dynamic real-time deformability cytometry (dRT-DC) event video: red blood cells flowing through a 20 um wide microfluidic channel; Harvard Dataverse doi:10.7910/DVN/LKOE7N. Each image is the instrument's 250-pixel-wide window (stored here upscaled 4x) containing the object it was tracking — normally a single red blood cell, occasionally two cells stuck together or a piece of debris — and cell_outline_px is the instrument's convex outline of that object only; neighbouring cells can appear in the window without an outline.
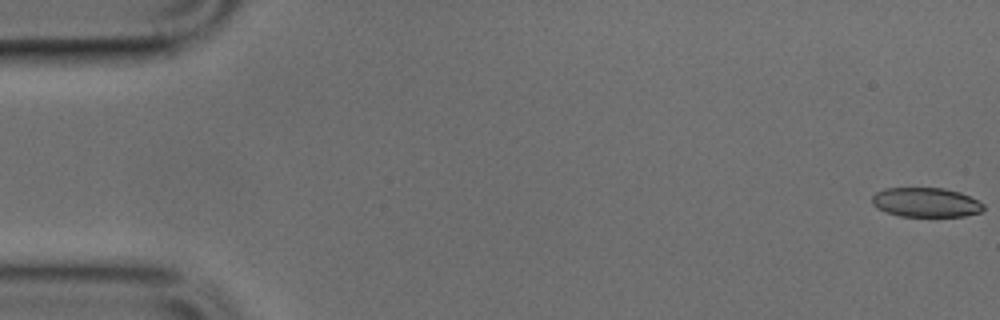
{"species": "common noctule bat (a hibernating species)", "species_latin": "Nyctalus noctula", "temperature_condition": "cold", "stored_images_in_passage": 3, "camera_frame_rate_fps": 3000, "um_per_image_px": 0.085, "animal": {"sex": "male", "body_mass_g": 17.9, "forearm_length_mm": 54.2}, "frame": {"image": 1, "passage_image": 1, "time_ms": 0.0, "image_size_px": [1000, 320], "cell_outline_px": [[984, 208], [980, 212], [964, 216], [900, 216], [876, 208], [872, 204], [872, 196], [876, 192], [884, 188], [944, 188], [960, 192], [984, 204]], "centroid_in_image_um": [78.68, 17.19], "position_along_channel_um": 6.3, "area_um2": 19.02}}